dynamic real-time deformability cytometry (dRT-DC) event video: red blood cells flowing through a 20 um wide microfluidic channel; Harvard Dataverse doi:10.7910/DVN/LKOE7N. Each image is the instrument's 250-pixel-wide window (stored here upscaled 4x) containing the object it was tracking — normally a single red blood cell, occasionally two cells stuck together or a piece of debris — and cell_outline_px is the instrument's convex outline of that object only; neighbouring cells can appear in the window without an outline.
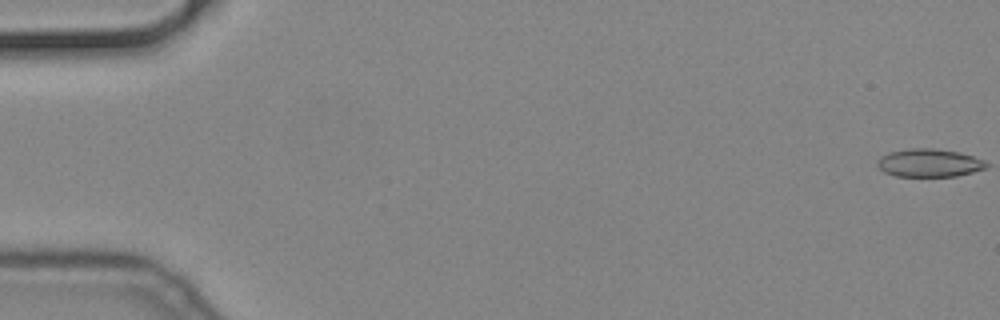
{"species": "common noctule bat (a hibernating species)", "species_latin": "Nyctalus noctula", "temperature_condition": "cold", "stored_images_in_passage": 57, "camera_frame_rate_fps": 3000, "um_per_image_px": 0.085, "animal": {"sex": "male", "body_mass_g": 19.2, "forearm_length_mm": 51.8}, "frame": {"image": 1, "passage_image": 1, "time_ms": 0.0, "image_size_px": [1000, 320], "cell_outline_px": [[980, 168], [968, 172], [948, 176], [904, 176], [892, 172], [900, 152], [952, 152], [968, 156]], "centroid_in_image_um": [79.31, 13.95], "position_along_channel_um": 5.7, "area_um2": 12.6}}
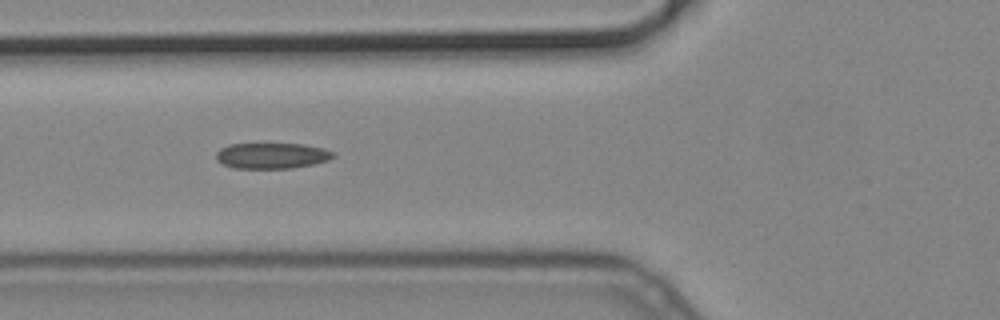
{"frame": {"image": 2, "passage_image": 22, "time_ms": 7.0, "image_size_px": [1000, 320], "cell_outline_px": [[328, 156], [320, 160], [304, 164], [276, 168], [248, 168], [228, 164], [220, 160], [220, 152], [224, 148], [240, 144], [292, 144], [312, 148], [328, 152]], "centroid_in_image_um": [22.96, 13.22], "position_along_channel_um": 102.8, "area_um2": 15.03}}
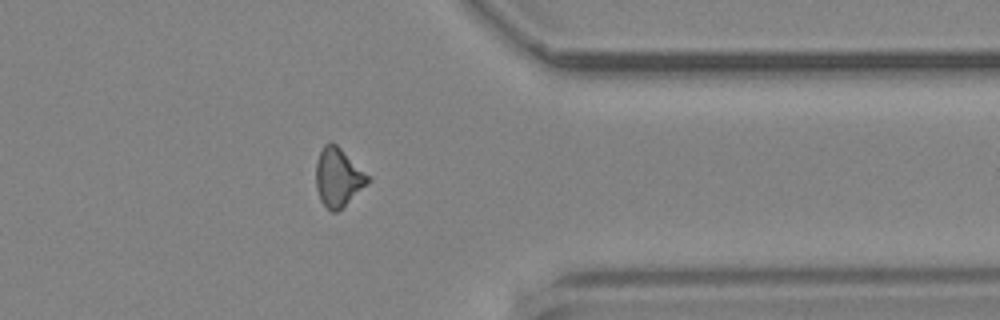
{"frame": {"image": 3, "passage_image": 46, "time_ms": 15.0, "image_size_px": [1000, 320], "cell_outline_px": [[368, 180], [340, 208], [328, 208], [324, 204], [320, 196], [316, 180], [316, 172], [320, 156], [324, 148], [328, 144], [332, 144], [368, 176]], "centroid_in_image_um": [28.7, 15.1], "position_along_channel_um": 382.7, "area_um2": 15.32}}